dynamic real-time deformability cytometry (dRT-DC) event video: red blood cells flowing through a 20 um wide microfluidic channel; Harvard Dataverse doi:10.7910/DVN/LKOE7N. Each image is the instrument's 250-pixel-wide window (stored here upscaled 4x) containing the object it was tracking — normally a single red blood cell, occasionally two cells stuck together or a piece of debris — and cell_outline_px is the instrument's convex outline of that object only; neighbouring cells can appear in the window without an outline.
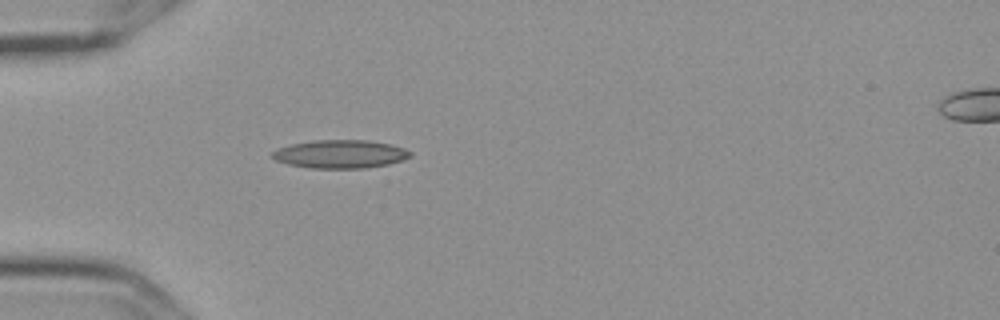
{"species": "Egyptian fruit bat (a non-hibernating species)", "species_latin": "Rousettus aegyptiacus", "temperature_condition": "cold", "stored_images_in_passage": 1, "camera_frame_rate_fps": 3000, "um_per_image_px": 0.085, "frame": {"image": 1, "passage_image": 1, "time_ms": 0.0, "image_size_px": [1000, 320], "cell_outline_px": [[412, 156], [404, 160], [388, 164], [364, 168], [312, 168], [288, 164], [276, 160], [272, 156], [272, 152], [280, 148], [292, 144], [316, 140], [368, 140], [388, 144], [404, 148], [412, 152]], "centroid_in_image_um": [28.97, 13.1], "position_along_channel_um": 56.0, "area_um2": 22.54}}